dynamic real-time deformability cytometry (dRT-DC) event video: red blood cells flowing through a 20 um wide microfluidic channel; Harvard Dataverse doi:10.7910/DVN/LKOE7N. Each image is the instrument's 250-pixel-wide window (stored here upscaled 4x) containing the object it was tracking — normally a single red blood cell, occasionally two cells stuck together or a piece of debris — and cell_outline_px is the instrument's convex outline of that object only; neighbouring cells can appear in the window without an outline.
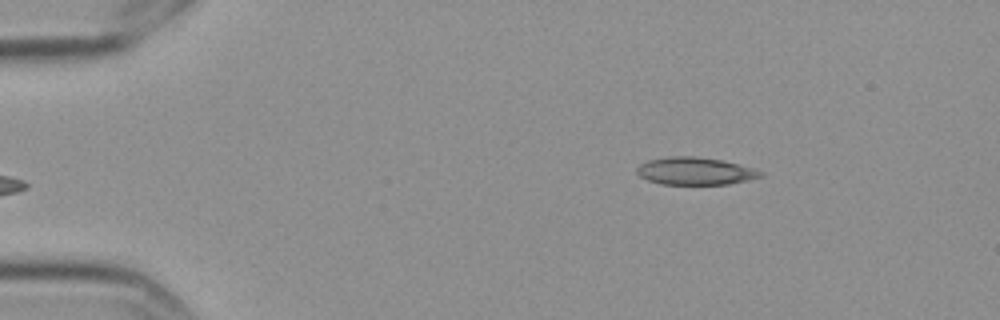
{"species": "Egyptian fruit bat (a non-hibernating species)", "species_latin": "Rousettus aegyptiacus", "temperature_condition": "cold", "stored_images_in_passage": 4, "camera_frame_rate_fps": 3000, "um_per_image_px": 0.085, "frame": {"image": 1, "passage_image": 4, "time_ms": 1.0, "image_size_px": [1000, 320], "cell_outline_px": [[764, 176], [748, 180], [728, 184], [660, 184], [648, 180], [640, 176], [636, 172], [636, 168], [640, 164], [648, 160], [668, 156], [692, 156], [720, 160], [736, 164], [764, 172]], "centroid_in_image_um": [59.05, 14.54], "position_along_channel_um": 26.0, "area_um2": 19.65}}